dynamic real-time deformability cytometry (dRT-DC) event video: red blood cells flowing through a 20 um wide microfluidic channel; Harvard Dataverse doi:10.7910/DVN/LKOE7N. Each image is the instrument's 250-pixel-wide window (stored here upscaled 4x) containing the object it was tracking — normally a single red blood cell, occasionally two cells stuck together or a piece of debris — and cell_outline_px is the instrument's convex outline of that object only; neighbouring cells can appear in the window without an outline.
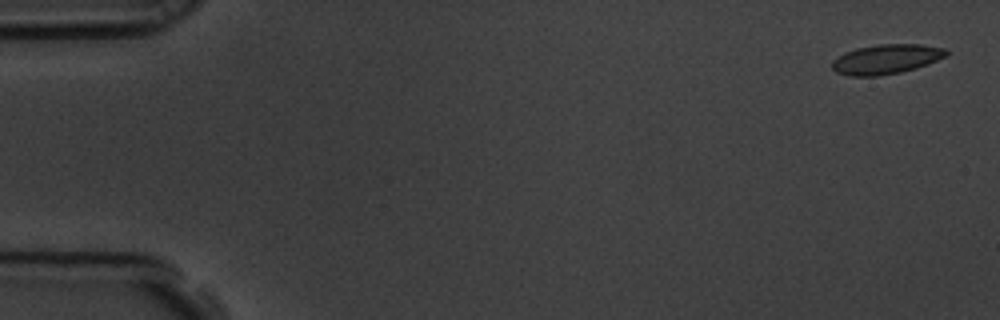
{"species": "common noctule bat (a hibernating species)", "species_latin": "Nyctalus noctula", "temperature_condition": "room temperature", "stored_images_in_passage": 6, "segment_of_instrument_passage": [1, 2], "camera_frame_rate_fps": 3000, "um_per_image_px": 0.085, "animal": {"sex": "male", "body_mass_g": 19.5, "forearm_length_mm": 54.6}, "frame": {"image": 1, "passage_image": 1, "time_ms": 0.0, "image_size_px": [1000, 320], "cell_outline_px": [[948, 52], [944, 56], [928, 64], [916, 68], [900, 72], [876, 76], [852, 76], [836, 72], [832, 68], [832, 60], [844, 52], [856, 48], [880, 44], [920, 44], [944, 48]], "centroid_in_image_um": [75.29, 5.02], "position_along_channel_um": 9.7, "area_um2": 19.59}}